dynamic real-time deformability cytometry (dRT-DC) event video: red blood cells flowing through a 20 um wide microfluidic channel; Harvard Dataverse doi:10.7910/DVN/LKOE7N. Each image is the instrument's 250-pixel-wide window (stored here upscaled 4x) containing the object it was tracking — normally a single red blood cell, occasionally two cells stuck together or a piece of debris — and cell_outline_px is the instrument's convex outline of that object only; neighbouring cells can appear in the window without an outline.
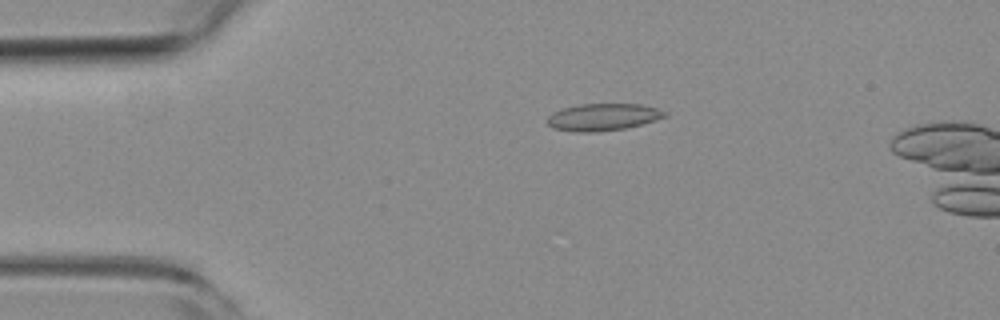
{"species": "common noctule bat (a hibernating species)", "species_latin": "Nyctalus noctula", "temperature_condition": "room temperature", "stored_images_in_passage": 15, "camera_frame_rate_fps": 3000, "um_per_image_px": 0.085, "animal": {"sex": "female", "body_mass_g": 19.3, "forearm_length_mm": 54.1}, "frame": {"image": 1, "passage_image": 11, "time_ms": 3.333, "image_size_px": [1000, 320], "cell_outline_px": [[668, 116], [656, 120], [624, 128], [592, 132], [576, 132], [552, 128], [548, 124], [548, 116], [552, 112], [560, 108], [580, 104], [640, 104], [656, 108], [668, 112]], "centroid_in_image_um": [51.24, 9.94], "position_along_channel_um": 33.8, "area_um2": 18.55}}